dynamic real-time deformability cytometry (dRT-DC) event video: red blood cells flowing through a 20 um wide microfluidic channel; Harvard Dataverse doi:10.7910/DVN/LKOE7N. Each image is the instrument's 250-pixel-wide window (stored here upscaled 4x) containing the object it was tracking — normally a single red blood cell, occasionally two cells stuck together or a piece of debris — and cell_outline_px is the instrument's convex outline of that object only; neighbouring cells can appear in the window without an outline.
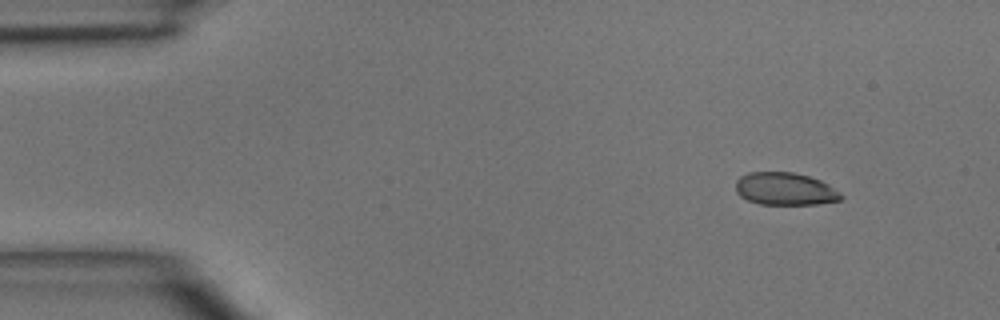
{"species": "common noctule bat (a hibernating species)", "species_latin": "Nyctalus noctula", "temperature_condition": "room temperature", "stored_images_in_passage": 4, "camera_frame_rate_fps": 3000, "um_per_image_px": 0.085, "animal": {"sex": "male", "body_mass_g": 15.6}, "frame": {"image": 1, "passage_image": 4, "time_ms": 4.333, "image_size_px": [1000, 320], "cell_outline_px": [[844, 196], [840, 200], [816, 204], [760, 204], [748, 200], [740, 196], [736, 192], [736, 180], [740, 176], [748, 172], [792, 172], [808, 176], [820, 180], [828, 184], [840, 192]], "centroid_in_image_um": [66.72, 16.05], "position_along_channel_um": 18.3, "area_um2": 20.0}}